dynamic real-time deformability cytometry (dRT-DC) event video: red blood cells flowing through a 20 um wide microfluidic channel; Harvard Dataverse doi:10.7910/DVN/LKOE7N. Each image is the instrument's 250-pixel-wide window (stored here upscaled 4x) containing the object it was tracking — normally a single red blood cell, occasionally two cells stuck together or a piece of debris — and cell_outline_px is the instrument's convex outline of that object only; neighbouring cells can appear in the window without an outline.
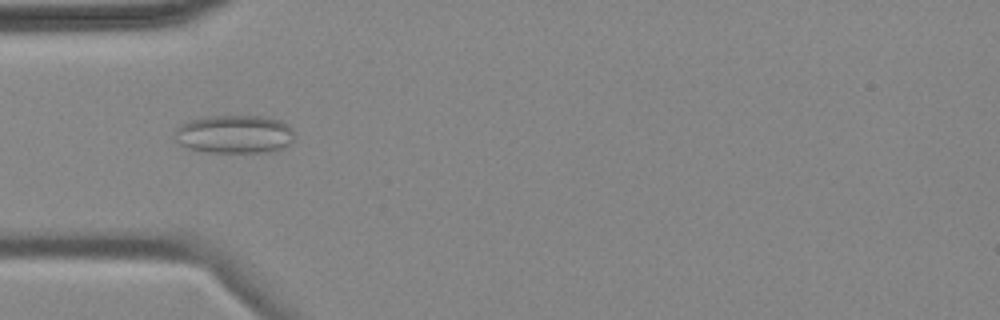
{"species": "common noctule bat (a hibernating species)", "species_latin": "Nyctalus noctula", "temperature_condition": "cold", "stored_images_in_passage": 5, "camera_frame_rate_fps": 3000, "um_per_image_px": 0.085, "animal": {"sex": "female", "body_mass_g": 18.4}, "frame": {"image": 1, "passage_image": 4, "time_ms": 4.667, "image_size_px": [1000, 320], "cell_outline_px": [[292, 140], [284, 148], [256, 152], [212, 152], [188, 148], [180, 144], [176, 140], [176, 128], [180, 124], [188, 120], [208, 116], [260, 116], [280, 120], [288, 124], [292, 132]], "centroid_in_image_um": [19.9, 11.39], "position_along_channel_um": 65.1, "area_um2": 26.41}}